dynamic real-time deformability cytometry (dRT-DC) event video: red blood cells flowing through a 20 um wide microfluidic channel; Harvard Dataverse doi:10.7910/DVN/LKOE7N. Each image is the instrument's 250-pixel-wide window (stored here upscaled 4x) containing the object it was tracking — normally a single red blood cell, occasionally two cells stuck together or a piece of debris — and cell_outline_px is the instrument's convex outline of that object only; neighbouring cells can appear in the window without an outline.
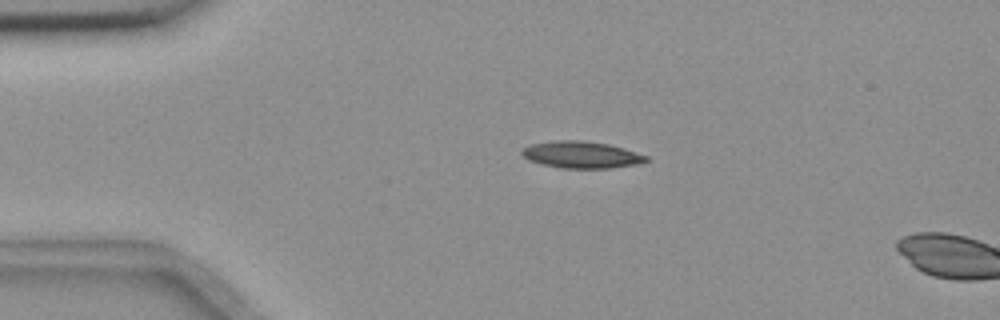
{"species": "common noctule bat (a hibernating species)", "species_latin": "Nyctalus noctula", "temperature_condition": "room temperature", "stored_images_in_passage": 5, "camera_frame_rate_fps": 3000, "um_per_image_px": 0.085, "animal": {"sex": "female", "body_mass_g": 18.4}, "frame": {"image": 1, "passage_image": 4, "time_ms": 1.0, "image_size_px": [1000, 320], "cell_outline_px": [[652, 160], [640, 164], [612, 168], [564, 168], [544, 164], [528, 160], [520, 152], [528, 144], [552, 140], [584, 140], [608, 144], [624, 148], [648, 156]], "centroid_in_image_um": [49.46, 13.14], "position_along_channel_um": 35.5, "area_um2": 19.65}}